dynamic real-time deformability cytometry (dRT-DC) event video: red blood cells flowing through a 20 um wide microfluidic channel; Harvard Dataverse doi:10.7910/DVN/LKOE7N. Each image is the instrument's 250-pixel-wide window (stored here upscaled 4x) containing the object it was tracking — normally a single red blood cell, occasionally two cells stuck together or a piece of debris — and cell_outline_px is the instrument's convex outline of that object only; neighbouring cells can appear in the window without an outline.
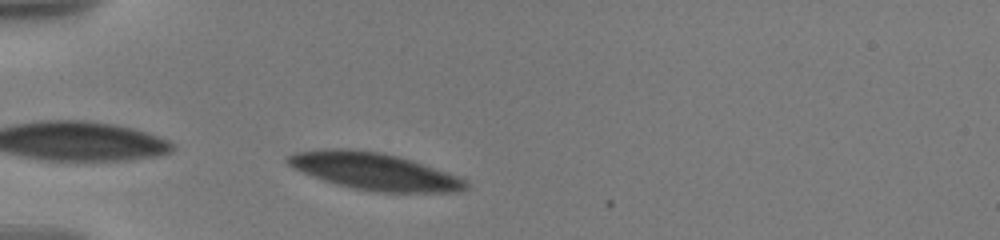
{"species": "human", "species_latin": "Homo sapiens", "temperature_condition": "warm", "stored_images_in_passage": 25, "camera_frame_rate_fps": 3000, "um_per_image_px": 0.085, "donor": {"sex": "male"}, "frame": {"image": 1, "passage_image": 1, "time_ms": 0.0, "image_size_px": [1000, 240], "cell_outline_px": [[472, 188], [456, 192], [376, 192], [352, 188], [336, 184], [324, 180], [304, 172], [288, 164], [284, 160], [288, 156], [296, 152], [324, 148], [352, 148], [380, 152], [412, 160], [456, 176], [464, 180]], "centroid_in_image_um": [31.81, 14.56], "position_along_channel_um": 53.2, "area_um2": 38.21}}
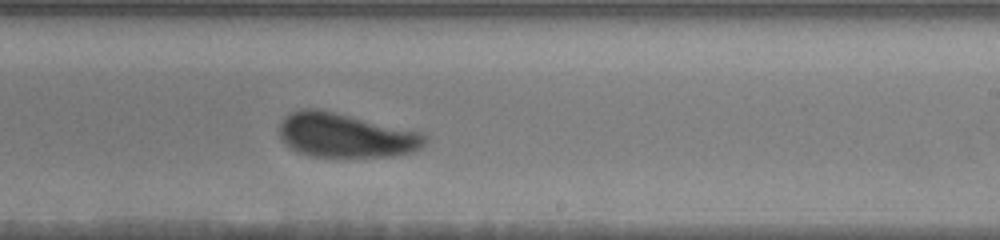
{"frame": {"image": 2, "passage_image": 14, "time_ms": 6.333, "image_size_px": [1000, 240], "cell_outline_px": [[428, 136], [424, 144], [420, 148], [412, 152], [392, 156], [308, 156], [296, 152], [280, 136], [280, 124], [284, 116], [292, 112], [304, 108], [316, 108], [424, 132]], "centroid_in_image_um": [29.41, 11.5], "position_along_channel_um": 259.6, "area_um2": 37.4}}
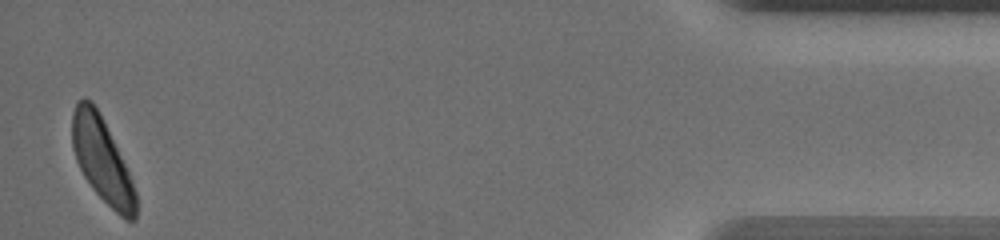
{"frame": {"image": 3, "passage_image": 25, "time_ms": 13.0, "image_size_px": [1000, 240], "cell_outline_px": [[136, 220], [124, 220], [92, 188], [84, 176], [76, 160], [72, 148], [72, 112], [76, 104], [84, 96], [92, 100], [132, 180], [136, 192]], "centroid_in_image_um": [8.65, 13.62], "position_along_channel_um": 426.6, "area_um2": 30.52}, "authors_computed_cell_mechanics": {"area_um2": 38.2058, "velocity_mm_per_s": 3.551, "shape_relaxation_time_tau1_ms": 3.9524, "shape_relaxation_time_tau2_ms": 1.2194, "deformation_change_tau1": 0.1284, "deformation_change_tau2": 0.0622}}